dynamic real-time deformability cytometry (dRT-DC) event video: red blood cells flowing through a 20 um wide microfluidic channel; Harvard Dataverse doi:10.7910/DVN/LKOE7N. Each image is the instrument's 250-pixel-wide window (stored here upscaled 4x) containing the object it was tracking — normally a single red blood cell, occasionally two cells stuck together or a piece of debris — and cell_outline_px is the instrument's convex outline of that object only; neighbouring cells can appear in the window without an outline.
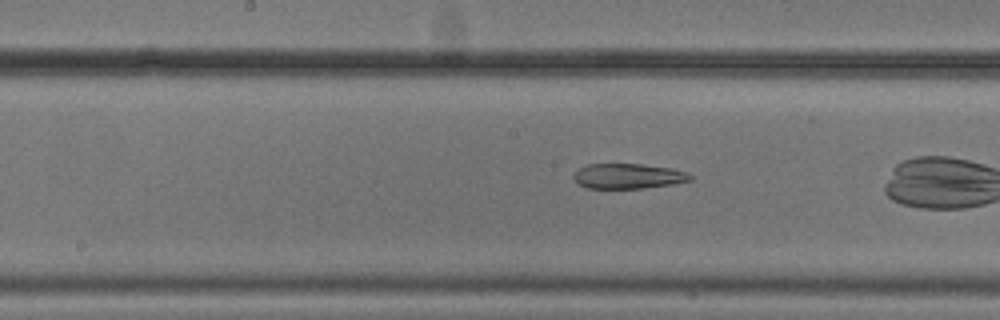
{"species": "common noctule bat (a hibernating species)", "species_latin": "Nyctalus noctula", "temperature_condition": "cold", "stored_images_in_passage": 37, "camera_frame_rate_fps": 3000, "um_per_image_px": 0.085, "animal": {"sex": "male", "body_mass_g": 20.5, "forearm_length_mm": 52.5}, "frame": {"image": 1, "passage_image": 22, "time_ms": 7.0, "image_size_px": [1000, 320], "cell_outline_px": [[692, 180], [672, 184], [640, 188], [588, 188], [580, 184], [572, 176], [580, 168], [588, 164], [640, 164], [672, 168], [688, 172], [692, 176]], "centroid_in_image_um": [53.43, 14.96], "position_along_channel_um": 194.8, "area_um2": 16.88}}